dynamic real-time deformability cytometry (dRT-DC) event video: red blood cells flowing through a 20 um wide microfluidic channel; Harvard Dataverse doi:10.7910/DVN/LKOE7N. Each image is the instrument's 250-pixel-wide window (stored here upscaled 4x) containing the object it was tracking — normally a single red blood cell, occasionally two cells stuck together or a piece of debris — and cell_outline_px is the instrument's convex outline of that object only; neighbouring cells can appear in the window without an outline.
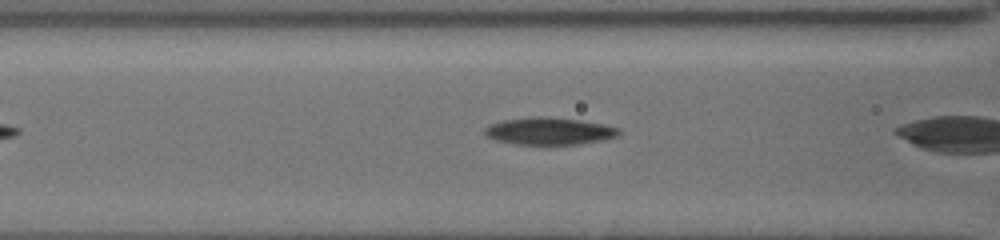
{"species": "common noctule bat (a hibernating species)", "species_latin": "Nyctalus noctula", "temperature_condition": "cold", "stored_images_in_passage": 6, "camera_frame_rate_fps": 3000, "um_per_image_px": 0.085, "animal": {"sex": "female", "body_mass_g": 19.5, "forearm_length_mm": 54.1}, "frame": {"image": 1, "passage_image": 5, "time_ms": 1.333, "image_size_px": [1000, 240], "cell_outline_px": [[620, 132], [616, 136], [600, 140], [576, 144], [516, 144], [496, 140], [488, 136], [484, 132], [484, 128], [492, 124], [504, 120], [532, 116], [548, 116], [580, 120], [620, 128]], "centroid_in_image_um": [46.66, 11.13], "position_along_channel_um": 119.9, "area_um2": 20.98}}